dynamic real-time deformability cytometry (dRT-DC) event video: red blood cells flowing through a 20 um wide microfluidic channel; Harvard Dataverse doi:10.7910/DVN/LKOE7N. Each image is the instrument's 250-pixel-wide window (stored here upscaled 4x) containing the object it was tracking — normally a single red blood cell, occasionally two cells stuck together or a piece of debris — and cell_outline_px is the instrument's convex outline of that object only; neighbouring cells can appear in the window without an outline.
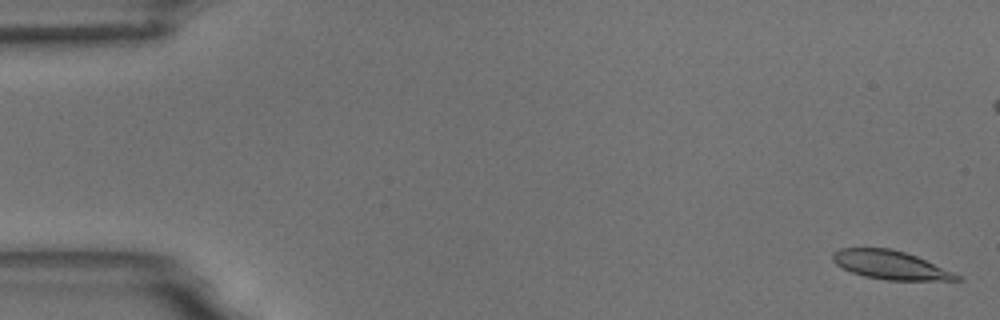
{"species": "common noctule bat (a hibernating species)", "species_latin": "Nyctalus noctula", "temperature_condition": "room temperature", "stored_images_in_passage": 60, "camera_frame_rate_fps": 3000, "um_per_image_px": 0.085, "animal": {"sex": "male", "body_mass_g": 18.8}, "frame": {"image": 1, "passage_image": 2, "time_ms": 0.333, "image_size_px": [1000, 320], "cell_outline_px": [[964, 280], [888, 280], [864, 276], [852, 272], [836, 264], [832, 260], [832, 252], [840, 248], [892, 248], [916, 256], [964, 276]], "centroid_in_image_um": [75.71, 22.52], "position_along_channel_um": 9.3, "area_um2": 20.69}}
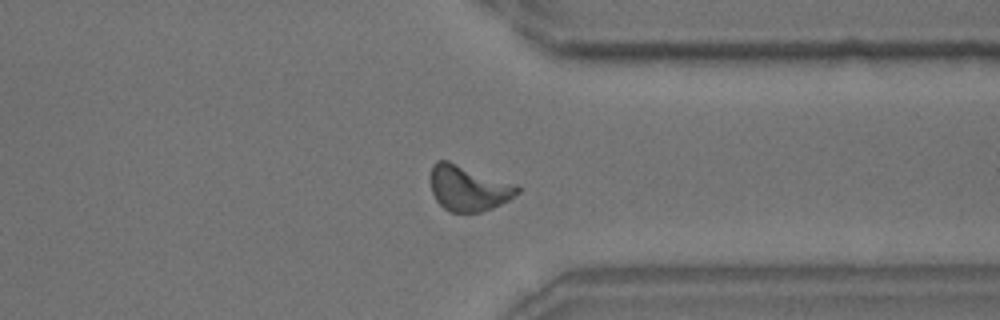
{"frame": {"image": 2, "passage_image": 46, "time_ms": 15.0, "image_size_px": [1000, 320], "cell_outline_px": [[520, 192], [508, 200], [492, 208], [480, 212], [448, 212], [436, 200], [432, 192], [432, 164], [436, 160], [448, 160], [516, 184], [520, 188]], "centroid_in_image_um": [39.82, 15.99], "position_along_channel_um": 371.6, "area_um2": 22.89}, "authors_computed_cell_mechanics": {"area_um2": 21.6172, "velocity_mm_per_s": 3.4446, "shape_relaxation_time_tau1_ms": 6.4689, "shape_relaxation_time_tau2_ms": 2.6532, "deformation_change_tau1": 0.1739, "deformation_change_tau2": 0.0973}}